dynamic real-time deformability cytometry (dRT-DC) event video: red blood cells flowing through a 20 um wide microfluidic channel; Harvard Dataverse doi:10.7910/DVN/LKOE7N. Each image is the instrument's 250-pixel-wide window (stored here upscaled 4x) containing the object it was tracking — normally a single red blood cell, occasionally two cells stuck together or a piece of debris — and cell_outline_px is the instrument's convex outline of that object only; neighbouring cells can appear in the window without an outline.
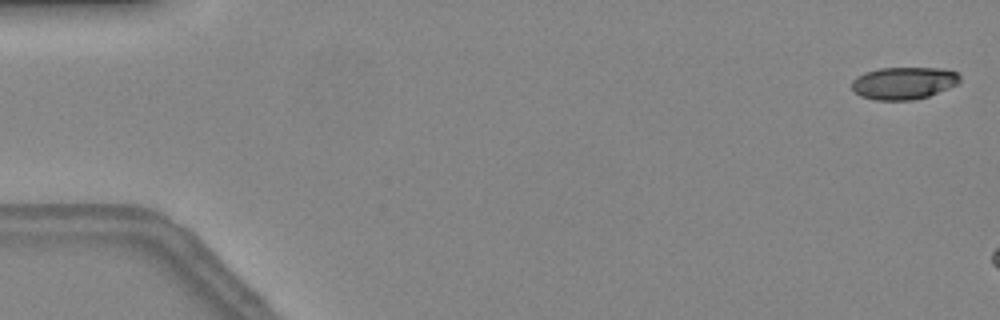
{"species": "common noctule bat (a hibernating species)", "species_latin": "Nyctalus noctula", "temperature_condition": "warm", "stored_images_in_passage": 10, "camera_frame_rate_fps": 3000, "um_per_image_px": 0.085, "animal": {"sex": "female", "body_mass_g": 24.6, "forearm_length_mm": 56.2}, "frame": {"image": 1, "passage_image": 2, "time_ms": 0.333, "image_size_px": [1000, 320], "cell_outline_px": [[960, 80], [956, 84], [948, 88], [928, 96], [912, 100], [876, 100], [860, 96], [852, 88], [852, 80], [856, 76], [864, 72], [880, 68], [940, 68], [956, 72], [960, 76]], "centroid_in_image_um": [76.78, 7.06], "position_along_channel_um": 8.2, "area_um2": 20.29}}